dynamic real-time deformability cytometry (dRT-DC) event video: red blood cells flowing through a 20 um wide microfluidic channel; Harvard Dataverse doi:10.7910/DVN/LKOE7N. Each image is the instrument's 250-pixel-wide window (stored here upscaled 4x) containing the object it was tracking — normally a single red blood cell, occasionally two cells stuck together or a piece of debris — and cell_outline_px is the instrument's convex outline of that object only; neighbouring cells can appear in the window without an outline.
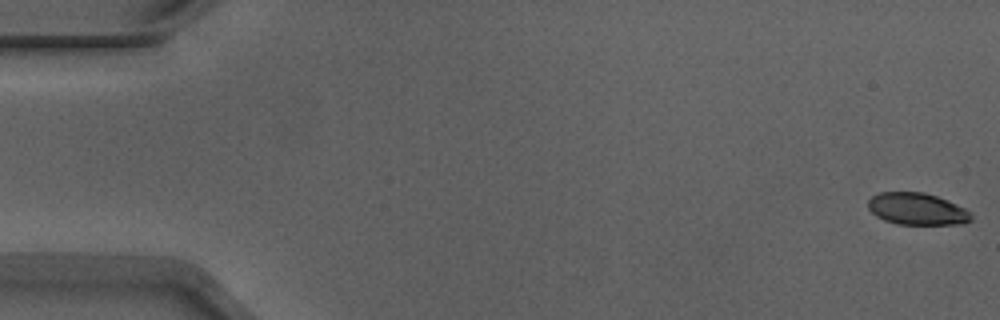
{"species": "Egyptian fruit bat (a non-hibernating species)", "species_latin": "Rousettus aegyptiacus", "temperature_condition": "warm", "stored_images_in_passage": 54, "camera_frame_rate_fps": 3000, "um_per_image_px": 0.085, "animal": {"sex": "male"}, "frame": {"image": 1, "passage_image": 1, "time_ms": 0.0, "image_size_px": [1000, 320], "cell_outline_px": [[972, 220], [964, 224], [900, 224], [884, 220], [876, 216], [868, 208], [868, 200], [872, 196], [880, 192], [924, 192], [936, 196], [964, 208], [972, 216]], "centroid_in_image_um": [77.93, 17.76], "position_along_channel_um": 7.1, "area_um2": 19.02}}
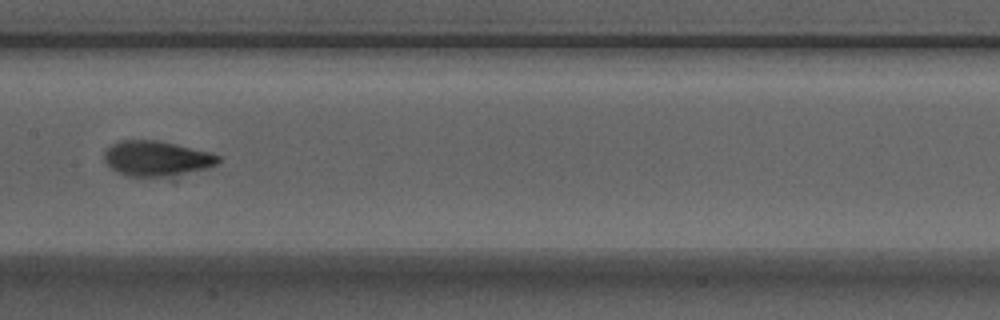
{"frame": {"image": 2, "passage_image": 27, "time_ms": 8.667, "image_size_px": [1000, 320], "cell_outline_px": [[220, 160], [216, 164], [204, 168], [164, 176], [128, 176], [112, 168], [104, 160], [104, 152], [112, 144], [120, 140], [156, 140], [208, 152], [220, 156]], "centroid_in_image_um": [13.25, 13.45], "position_along_channel_um": 194.1, "area_um2": 22.54}}
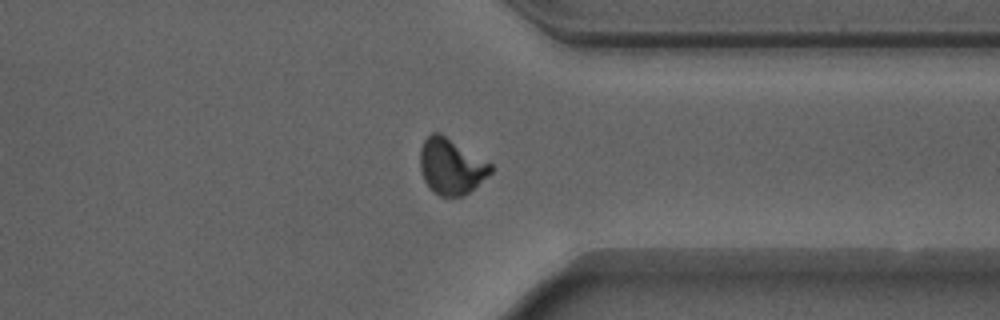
{"frame": {"image": 3, "passage_image": 41, "time_ms": 13.333, "image_size_px": [1000, 320], "cell_outline_px": [[496, 168], [488, 176], [464, 196], [440, 196], [432, 192], [424, 180], [420, 168], [420, 148], [424, 140], [432, 132], [440, 132], [492, 164]], "centroid_in_image_um": [38.35, 14.14], "position_along_channel_um": 373.1, "area_um2": 23.12}, "authors_computed_cell_mechanics": {"area_um2": 22.253, "velocity_mm_per_s": 3.9053, "shape_relaxation_time_tau1_ms": 3.17, "shape_relaxation_time_tau2_ms": 1.2198, "deformation_change_tau1": 0.1613, "deformation_change_tau2": 0.0698}}